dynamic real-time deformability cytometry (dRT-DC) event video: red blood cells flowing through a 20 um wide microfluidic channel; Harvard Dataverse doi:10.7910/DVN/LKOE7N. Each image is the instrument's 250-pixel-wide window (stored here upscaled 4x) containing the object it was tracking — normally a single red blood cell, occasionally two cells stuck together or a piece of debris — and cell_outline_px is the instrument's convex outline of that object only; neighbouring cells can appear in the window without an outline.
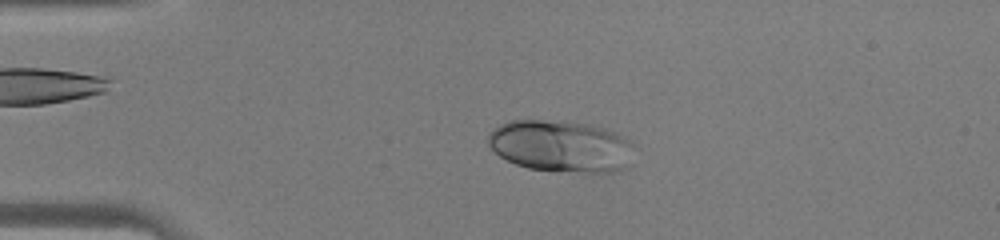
{"species": "human", "species_latin": "Homo sapiens", "temperature_condition": "warm", "stored_images_in_passage": 43, "camera_frame_rate_fps": 3000, "um_per_image_px": 0.085, "donor": {"sex": "male"}, "frame": {"image": 1, "passage_image": 8, "time_ms": 2.333, "image_size_px": [1000, 240], "cell_outline_px": [[632, 164], [628, 168], [612, 172], [588, 172], [528, 168], [516, 164], [500, 156], [488, 144], [488, 132], [500, 124], [508, 120], [564, 120], [588, 124], [608, 128], [632, 140]], "centroid_in_image_um": [47.73, 12.4], "position_along_channel_um": 37.3, "area_um2": 44.56}}
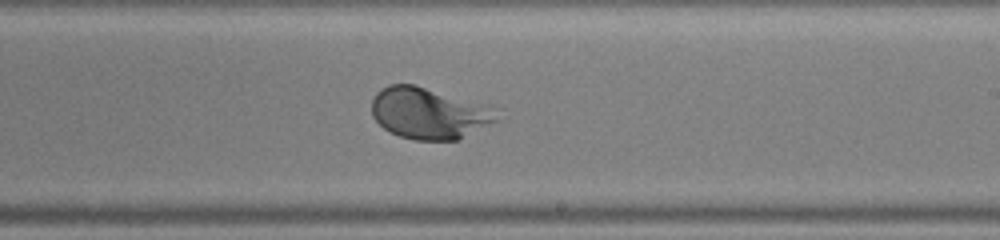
{"frame": {"image": 2, "passage_image": 25, "time_ms": 8.0, "image_size_px": [1000, 240], "cell_outline_px": [[504, 120], [456, 140], [416, 140], [400, 136], [384, 128], [372, 116], [372, 100], [376, 92], [380, 88], [388, 84], [416, 84]], "centroid_in_image_um": [36.24, 9.68], "position_along_channel_um": 252.8, "area_um2": 35.14}}
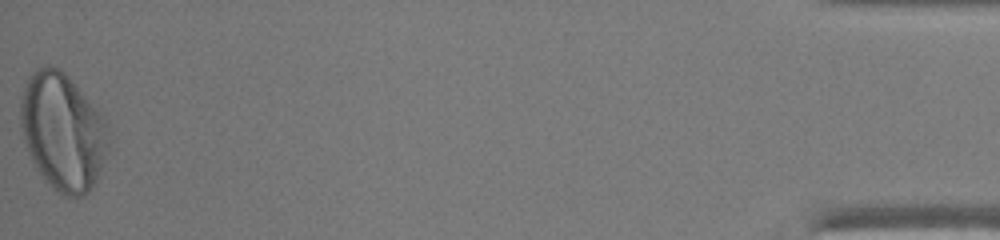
{"frame": {"image": 3, "passage_image": 43, "time_ms": 14.0, "image_size_px": [1000, 240], "cell_outline_px": [[112, 136], [96, 180], [88, 192], [84, 196], [64, 196], [56, 192], [44, 180], [32, 160], [28, 152], [24, 140], [20, 124], [20, 104], [24, 88], [28, 76], [36, 68], [48, 64], [60, 68], [64, 72], [104, 120]], "centroid_in_image_um": [5.31, 11.2], "position_along_channel_um": 429.9, "area_um2": 59.65}}